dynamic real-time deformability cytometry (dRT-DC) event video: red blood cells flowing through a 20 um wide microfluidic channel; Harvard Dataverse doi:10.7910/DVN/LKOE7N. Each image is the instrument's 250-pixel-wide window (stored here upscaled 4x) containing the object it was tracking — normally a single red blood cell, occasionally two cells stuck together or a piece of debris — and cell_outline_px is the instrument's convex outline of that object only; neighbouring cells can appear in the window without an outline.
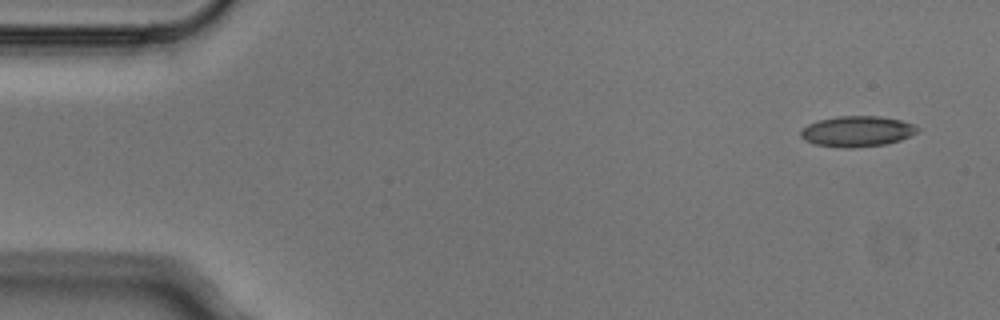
{"species": "Egyptian fruit bat (a non-hibernating species)", "species_latin": "Rousettus aegyptiacus", "temperature_condition": "cold", "stored_images_in_passage": 3, "camera_frame_rate_fps": 3000, "um_per_image_px": 0.085, "animal": {"sex": "male"}, "frame": {"image": 1, "passage_image": 1, "time_ms": 0.0, "image_size_px": [1000, 320], "cell_outline_px": [[920, 128], [916, 132], [900, 140], [884, 144], [852, 148], [848, 148], [816, 144], [804, 140], [800, 136], [800, 132], [808, 124], [820, 120], [836, 116], [880, 116], [900, 120], [916, 124]], "centroid_in_image_um": [72.86, 11.15], "position_along_channel_um": 12.1, "area_um2": 20.69}}